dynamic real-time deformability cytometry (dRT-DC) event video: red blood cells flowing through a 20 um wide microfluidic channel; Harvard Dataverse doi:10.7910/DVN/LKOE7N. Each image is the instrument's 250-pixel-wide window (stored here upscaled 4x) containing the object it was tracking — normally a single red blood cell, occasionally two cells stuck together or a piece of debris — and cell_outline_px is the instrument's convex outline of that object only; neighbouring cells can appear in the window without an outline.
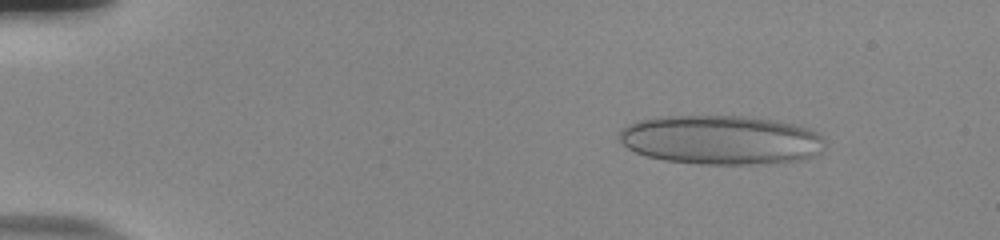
{"species": "human", "species_latin": "Homo sapiens", "temperature_condition": "room temperature", "stored_images_in_passage": 50, "camera_frame_rate_fps": 3000, "um_per_image_px": 0.085, "donor": {"sex": "male"}, "frame": {"image": 1, "passage_image": 3, "time_ms": 0.667, "image_size_px": [1000, 240], "cell_outline_px": [[824, 148], [820, 152], [804, 160], [752, 164], [700, 164], [664, 160], [644, 156], [628, 148], [620, 140], [620, 128], [636, 120], [660, 116], [744, 116], [776, 120], [796, 124], [808, 128], [816, 132], [824, 140]], "centroid_in_image_um": [61.27, 11.88], "position_along_channel_um": 23.7, "area_um2": 59.3}}
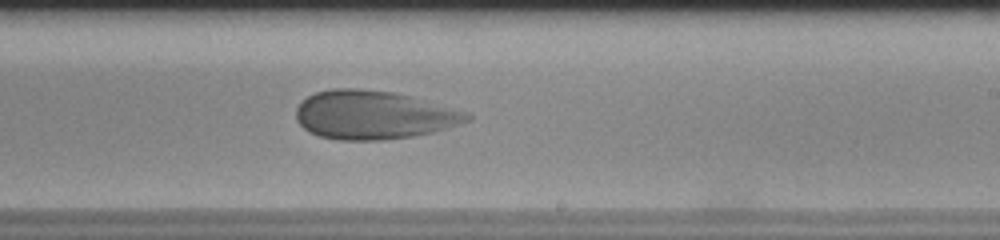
{"frame": {"image": 2, "passage_image": 30, "time_ms": 9.667, "image_size_px": [1000, 240], "cell_outline_px": [[472, 120], [448, 128], [416, 136], [380, 140], [336, 140], [320, 136], [304, 128], [296, 120], [296, 108], [308, 96], [316, 92], [332, 88], [356, 88], [396, 92], [412, 96], [468, 112], [472, 116]], "centroid_in_image_um": [31.78, 9.77], "position_along_channel_um": 257.2, "area_um2": 48.61}}
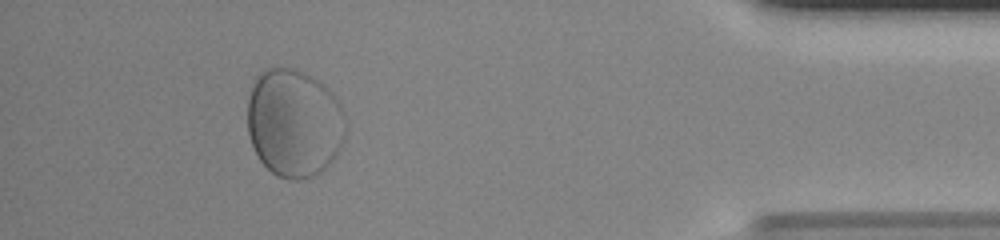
{"frame": {"image": 3, "passage_image": 46, "time_ms": 15.0, "image_size_px": [1000, 240], "cell_outline_px": [[348, 132], [336, 156], [320, 172], [312, 176], [300, 180], [288, 180], [276, 176], [260, 160], [252, 148], [248, 132], [248, 96], [252, 80], [264, 68], [296, 68], [312, 76], [328, 88], [332, 92], [340, 104], [348, 120]], "centroid_in_image_um": [25.01, 10.44], "position_along_channel_um": 410.2, "area_um2": 63.12}}